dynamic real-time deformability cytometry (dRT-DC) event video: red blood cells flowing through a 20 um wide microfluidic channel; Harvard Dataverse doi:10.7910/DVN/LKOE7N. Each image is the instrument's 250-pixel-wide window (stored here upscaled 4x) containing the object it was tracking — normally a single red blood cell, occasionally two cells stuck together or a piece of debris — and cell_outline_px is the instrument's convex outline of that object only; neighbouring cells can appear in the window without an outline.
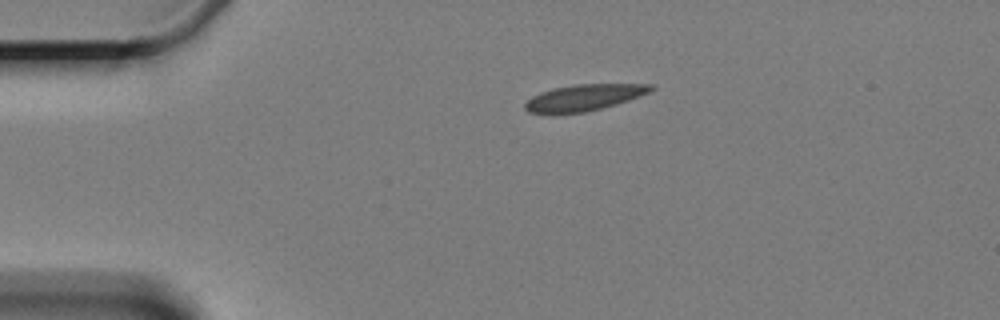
{"species": "Egyptian fruit bat (a non-hibernating species)", "species_latin": "Rousettus aegyptiacus", "temperature_condition": "cold", "stored_images_in_passage": 5, "camera_frame_rate_fps": 3000, "um_per_image_px": 0.085, "animal": {"sex": "female"}, "frame": {"image": 1, "passage_image": 1, "time_ms": 0.0, "image_size_px": [1000, 320], "cell_outline_px": [[656, 88], [648, 92], [628, 100], [616, 104], [584, 112], [528, 112], [524, 108], [524, 104], [532, 96], [540, 92], [552, 88], [572, 84], [656, 84]], "centroid_in_image_um": [49.66, 8.26], "position_along_channel_um": 35.3, "area_um2": 18.96}}
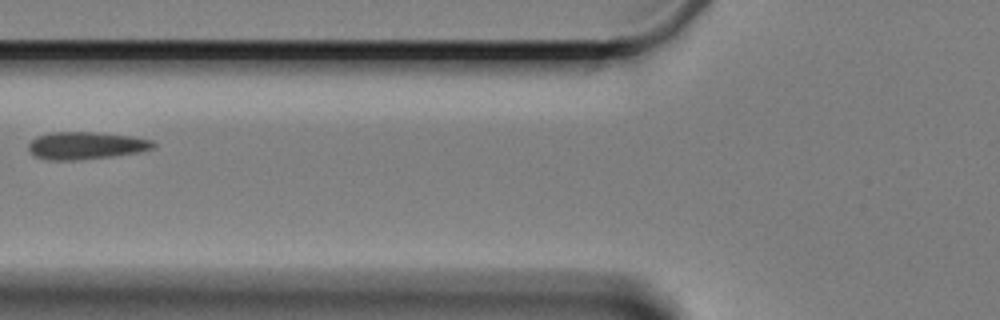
{"frame": {"image": 2, "passage_image": 4, "time_ms": 3.667, "image_size_px": [1000, 320], "cell_outline_px": [[156, 148], [140, 152], [112, 156], [72, 160], [48, 160], [36, 156], [28, 152], [28, 144], [36, 136], [52, 132], [96, 132], [132, 136], [152, 140], [156, 144]], "centroid_in_image_um": [7.31, 12.36], "position_along_channel_um": 118.5, "area_um2": 20.06}}
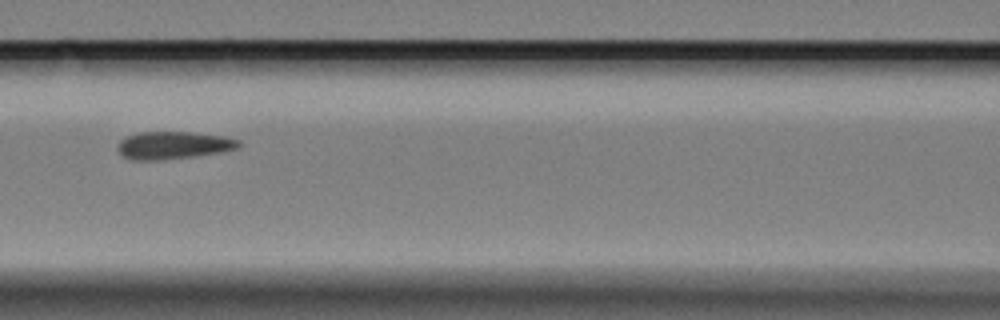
{"frame": {"image": 3, "passage_image": 5, "time_ms": 4.667, "image_size_px": [1000, 320], "cell_outline_px": [[244, 144], [240, 148], [224, 152], [196, 156], [164, 160], [132, 160], [124, 156], [116, 148], [120, 140], [124, 136], [136, 132], [192, 132], [224, 136], [240, 140]], "centroid_in_image_um": [14.78, 12.34], "position_along_channel_um": 151.8, "area_um2": 19.94}}